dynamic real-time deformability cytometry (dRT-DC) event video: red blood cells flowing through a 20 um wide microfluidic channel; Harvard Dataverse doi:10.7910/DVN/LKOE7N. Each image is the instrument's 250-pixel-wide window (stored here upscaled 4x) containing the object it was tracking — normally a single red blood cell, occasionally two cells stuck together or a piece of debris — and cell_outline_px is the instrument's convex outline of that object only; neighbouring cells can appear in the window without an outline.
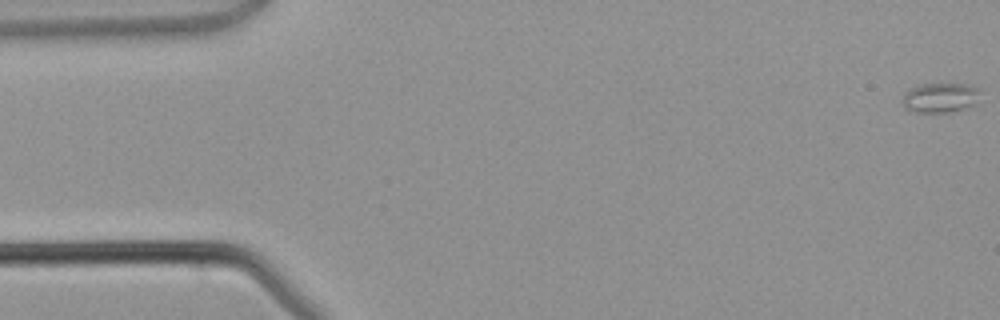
{"species": "common noctule bat (a hibernating species)", "species_latin": "Nyctalus noctula", "temperature_condition": "warm", "stored_images_in_passage": 3, "camera_frame_rate_fps": 3000, "um_per_image_px": 0.085, "animal": {"sex": "male", "body_mass_g": 21.5, "forearm_length_mm": 52.0}, "frame": {"image": 1, "passage_image": 1, "time_ms": 0.0, "image_size_px": [1000, 320], "cell_outline_px": [[984, 88], [972, 104], [948, 112], [912, 112], [904, 108], [900, 100], [904, 92], [908, 88], [924, 84], [964, 84]], "centroid_in_image_um": [79.84, 8.28], "position_along_channel_um": 5.2, "area_um2": 13.53}}